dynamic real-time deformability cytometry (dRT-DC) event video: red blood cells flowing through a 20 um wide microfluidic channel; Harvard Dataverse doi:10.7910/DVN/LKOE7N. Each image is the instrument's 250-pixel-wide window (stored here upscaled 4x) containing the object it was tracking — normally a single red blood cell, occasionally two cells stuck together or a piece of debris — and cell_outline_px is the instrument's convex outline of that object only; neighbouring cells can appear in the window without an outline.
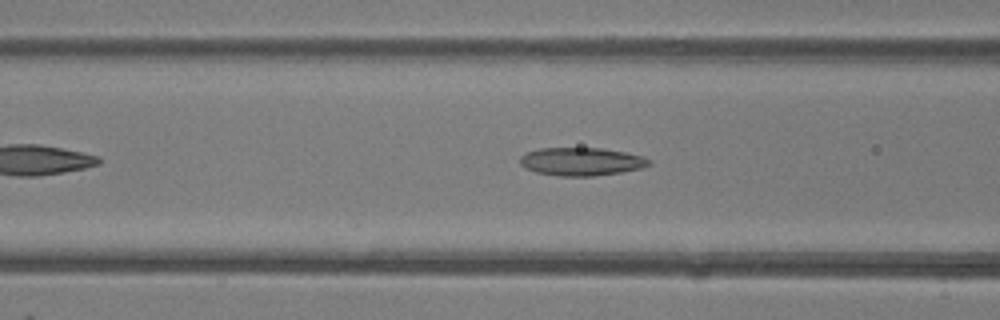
{"species": "common noctule bat (a hibernating species)", "species_latin": "Nyctalus noctula", "temperature_condition": "room temperature", "stored_images_in_passage": 39, "camera_frame_rate_fps": 3000, "um_per_image_px": 0.085, "animal": {"sex": "female"}, "frame": {"image": 1, "passage_image": 10, "time_ms": 3.0, "image_size_px": [1000, 320], "cell_outline_px": [[652, 164], [640, 168], [620, 172], [596, 176], [560, 176], [536, 172], [524, 168], [520, 164], [520, 156], [528, 152], [540, 148], [604, 148], [644, 156], [652, 160]], "centroid_in_image_um": [49.43, 13.73], "position_along_channel_um": 117.2, "area_um2": 21.21}}
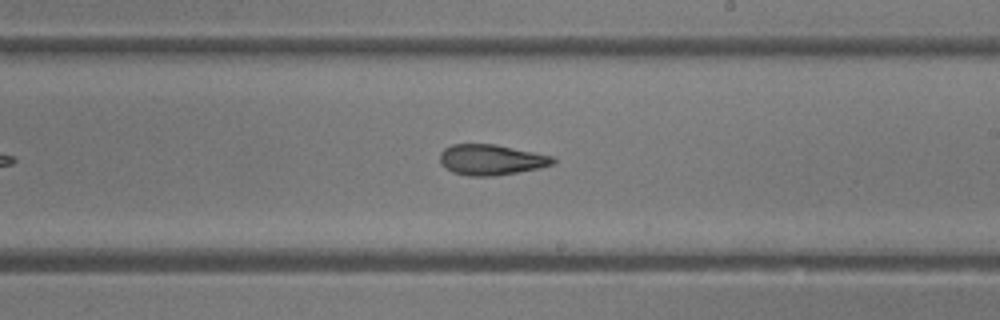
{"frame": {"image": 2, "passage_image": 19, "time_ms": 6.0, "image_size_px": [1000, 320], "cell_outline_px": [[556, 164], [540, 168], [496, 176], [468, 176], [452, 172], [440, 164], [440, 152], [444, 148], [452, 144], [496, 144], [552, 156], [556, 160]], "centroid_in_image_um": [41.75, 13.58], "position_along_channel_um": 247.3, "area_um2": 20.35}}
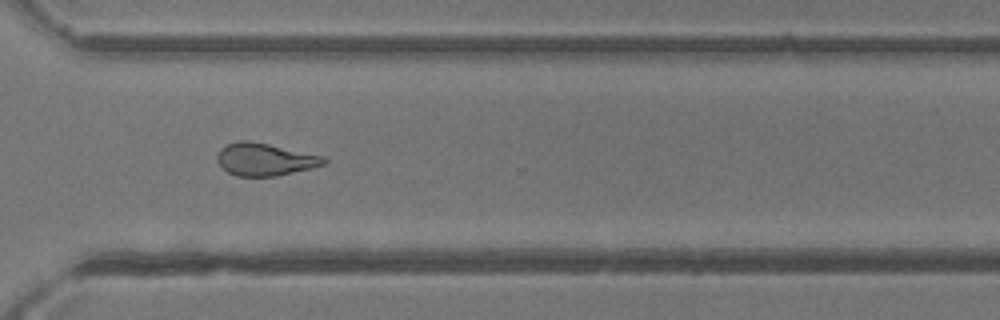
{"frame": {"image": 3, "passage_image": 26, "time_ms": 8.333, "image_size_px": [1000, 320], "cell_outline_px": [[328, 160], [324, 164], [312, 168], [276, 176], [236, 176], [228, 172], [216, 160], [216, 156], [220, 148], [228, 144], [240, 140], [252, 140], [324, 156]], "centroid_in_image_um": [22.52, 13.54], "position_along_channel_um": 348.1, "area_um2": 20.29}, "authors_computed_cell_mechanics": {"area_um2": 20.7502, "velocity_mm_per_s": 4.3285, "shape_relaxation_time_tau1_ms": 10.5322, "shape_relaxation_time_tau2_ms": 2.9473, "deformation_change_tau1": 0.2436, "deformation_change_tau2": 0.1059}}